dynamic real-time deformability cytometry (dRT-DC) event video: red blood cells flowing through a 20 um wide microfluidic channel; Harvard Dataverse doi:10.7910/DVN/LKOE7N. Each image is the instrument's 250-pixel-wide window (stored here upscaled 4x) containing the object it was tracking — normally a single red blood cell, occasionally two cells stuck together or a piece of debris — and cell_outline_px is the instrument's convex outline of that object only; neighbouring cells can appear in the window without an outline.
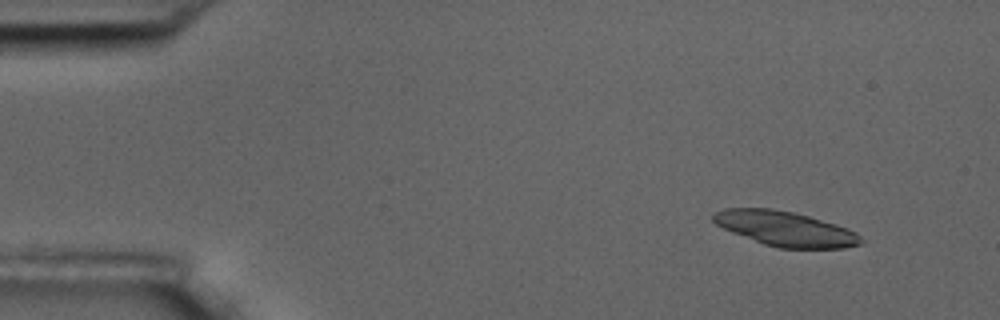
{"species": "common noctule bat (a hibernating species)", "species_latin": "Nyctalus noctula", "temperature_condition": "room temperature", "stored_images_in_passage": 9, "camera_frame_rate_fps": 3000, "um_per_image_px": 0.085, "animal": {"sex": "male", "body_mass_g": 17.5, "forearm_length_mm": 52.3}, "frame": {"image": 1, "passage_image": 1, "time_ms": 0.0, "image_size_px": [1000, 320], "cell_outline_px": [[864, 240], [860, 244], [844, 248], [780, 248], [764, 244], [732, 232], [716, 224], [712, 220], [712, 212], [724, 208], [772, 208], [792, 212], [808, 216], [836, 224], [848, 228], [856, 232]], "centroid_in_image_um": [66.74, 19.43], "position_along_channel_um": 18.3, "area_um2": 29.88}}
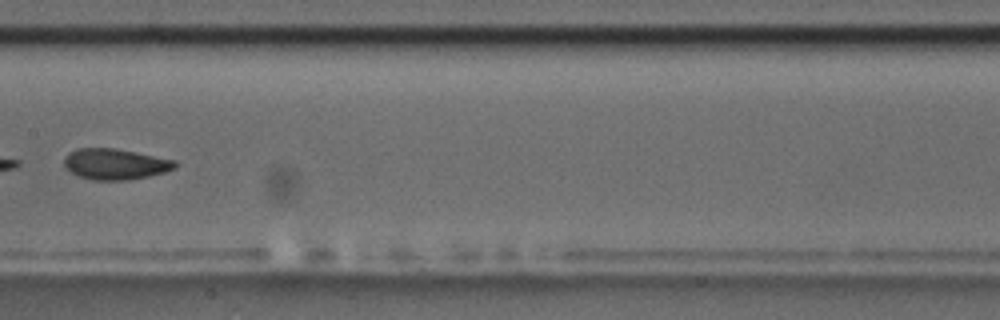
{"frame": {"image": 2, "passage_image": 8, "time_ms": 8.0, "image_size_px": [1000, 320], "cell_outline_px": [[176, 168], [164, 172], [148, 176], [128, 180], [92, 180], [76, 176], [64, 164], [64, 156], [68, 152], [76, 148], [112, 148], [136, 152], [176, 160]], "centroid_in_image_um": [9.77, 13.94], "position_along_channel_um": 197.6, "area_um2": 20.0}}
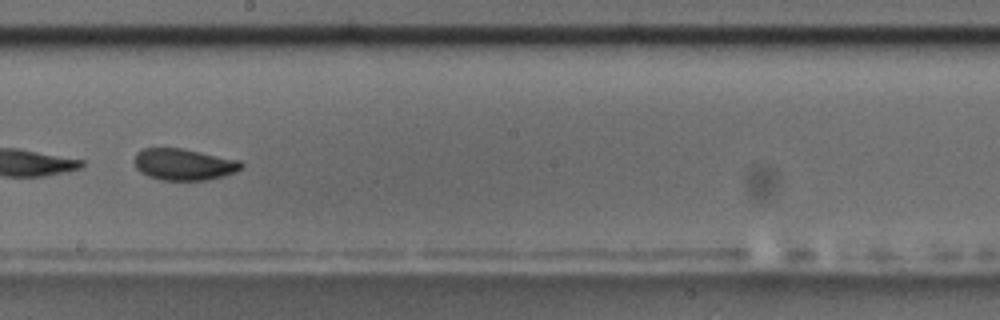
{"frame": {"image": 3, "passage_image": 9, "time_ms": 9.0, "image_size_px": [1000, 320], "cell_outline_px": [[244, 168], [236, 172], [224, 176], [208, 180], [160, 180], [148, 176], [140, 172], [136, 168], [132, 160], [136, 152], [144, 148], [180, 148], [240, 160], [244, 164]], "centroid_in_image_um": [15.62, 13.98], "position_along_channel_um": 232.6, "area_um2": 19.94}}